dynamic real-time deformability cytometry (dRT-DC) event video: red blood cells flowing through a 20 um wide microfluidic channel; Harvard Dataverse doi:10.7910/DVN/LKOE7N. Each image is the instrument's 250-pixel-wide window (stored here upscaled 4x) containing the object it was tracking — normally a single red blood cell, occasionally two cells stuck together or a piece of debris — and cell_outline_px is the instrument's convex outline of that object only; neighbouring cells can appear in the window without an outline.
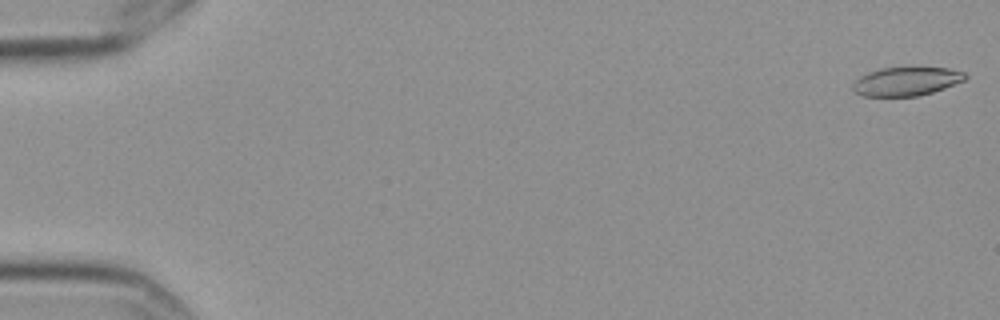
{"species": "Egyptian fruit bat (a non-hibernating species)", "species_latin": "Rousettus aegyptiacus", "temperature_condition": "cold", "stored_images_in_passage": 5, "camera_frame_rate_fps": 3000, "um_per_image_px": 0.085, "frame": {"image": 1, "passage_image": 1, "time_ms": 0.0, "image_size_px": [1000, 320], "cell_outline_px": [[968, 76], [964, 80], [944, 88], [932, 92], [916, 96], [864, 96], [856, 92], [852, 88], [852, 84], [860, 76], [868, 72], [880, 68], [912, 64], [948, 68], [964, 72]], "centroid_in_image_um": [77.06, 6.85], "position_along_channel_um": 7.9, "area_um2": 19.54}}
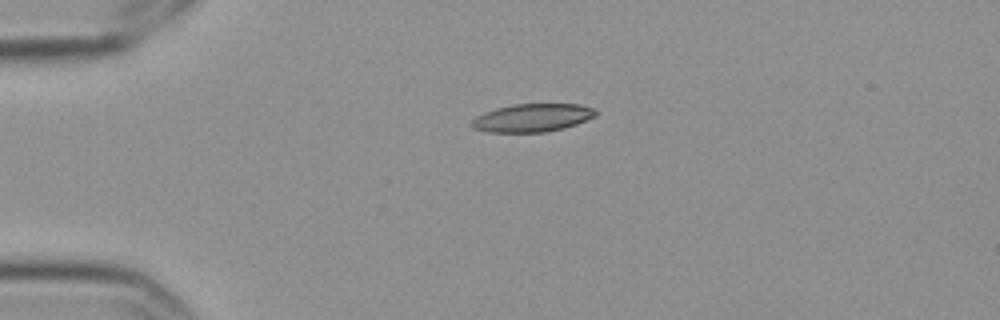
{"frame": {"image": 2, "passage_image": 4, "time_ms": 1.0, "image_size_px": [1000, 320], "cell_outline_px": [[596, 116], [576, 124], [564, 128], [544, 132], [488, 132], [472, 128], [468, 124], [476, 116], [484, 112], [496, 108], [512, 104], [580, 104], [596, 108]], "centroid_in_image_um": [45.23, 10.01], "position_along_channel_um": 39.8, "area_um2": 20.46}}